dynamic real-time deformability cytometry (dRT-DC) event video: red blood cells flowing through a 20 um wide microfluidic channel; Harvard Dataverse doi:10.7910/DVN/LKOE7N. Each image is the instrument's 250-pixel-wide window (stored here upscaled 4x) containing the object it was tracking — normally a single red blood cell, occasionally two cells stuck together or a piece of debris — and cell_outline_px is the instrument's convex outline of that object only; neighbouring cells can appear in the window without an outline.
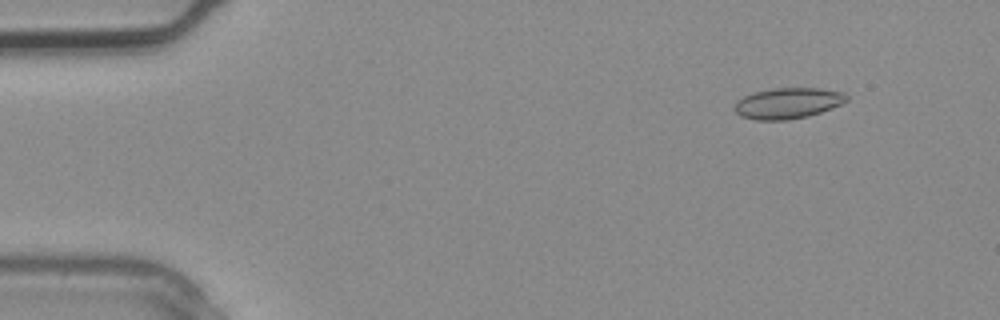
{"species": "common noctule bat (a hibernating species)", "species_latin": "Nyctalus noctula", "temperature_condition": "warm", "stored_images_in_passage": 3, "camera_frame_rate_fps": 3000, "um_per_image_px": 0.085, "animal": {"sex": "male", "body_mass_g": 20.4}, "frame": {"image": 1, "passage_image": 1, "time_ms": 0.0, "image_size_px": [1000, 320], "cell_outline_px": [[848, 100], [832, 108], [808, 116], [788, 120], [756, 120], [740, 116], [732, 108], [736, 100], [752, 92], [772, 88], [820, 88], [844, 92], [848, 96]], "centroid_in_image_um": [66.93, 8.77], "position_along_channel_um": 18.1, "area_um2": 20.4}}
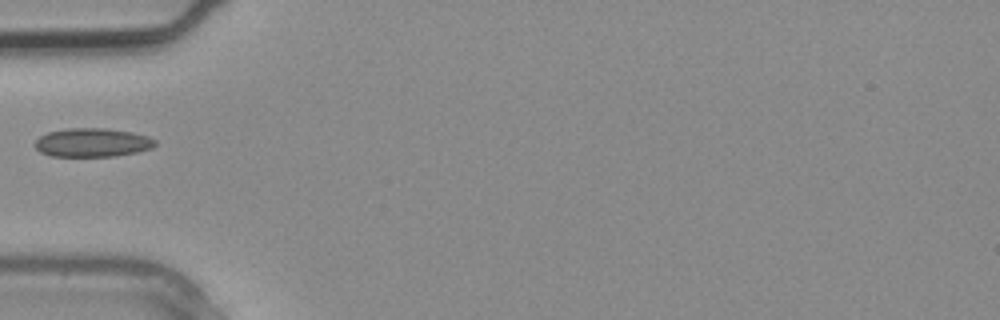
{"frame": {"image": 2, "passage_image": 3, "time_ms": 0.667, "image_size_px": [1000, 320], "cell_outline_px": [[156, 144], [152, 148], [136, 152], [116, 156], [52, 156], [40, 152], [32, 144], [40, 136], [48, 132], [68, 128], [104, 128], [132, 132], [148, 136], [156, 140]], "centroid_in_image_um": [7.84, 12.11], "position_along_channel_um": 77.2, "area_um2": 20.17}}